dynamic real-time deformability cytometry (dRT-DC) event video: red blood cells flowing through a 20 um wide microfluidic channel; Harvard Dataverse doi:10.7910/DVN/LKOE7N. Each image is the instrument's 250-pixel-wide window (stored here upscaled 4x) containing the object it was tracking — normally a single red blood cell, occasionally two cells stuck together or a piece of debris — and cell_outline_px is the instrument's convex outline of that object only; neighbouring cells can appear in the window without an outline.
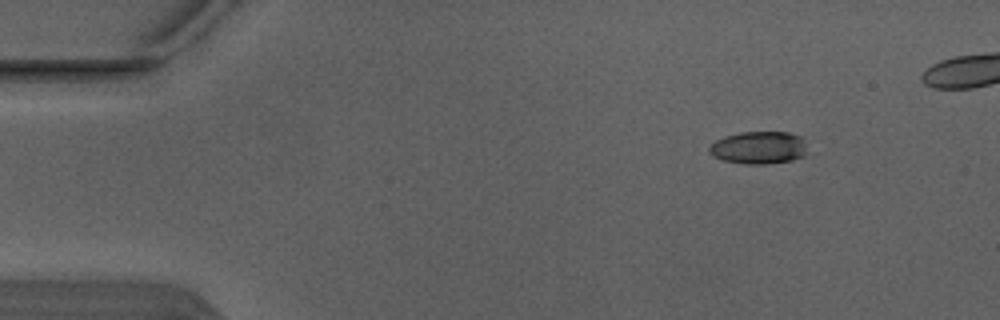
{"species": "Egyptian fruit bat (a non-hibernating species)", "species_latin": "Rousettus aegyptiacus", "temperature_condition": "warm", "stored_images_in_passage": 4, "camera_frame_rate_fps": 3000, "um_per_image_px": 0.085, "animal": {"sex": "male"}, "frame": {"image": 1, "passage_image": 1, "time_ms": 0.0, "image_size_px": [1000, 320], "cell_outline_px": [[804, 156], [792, 160], [764, 164], [744, 164], [724, 160], [712, 156], [708, 152], [708, 148], [716, 140], [724, 136], [740, 132], [788, 132], [800, 136], [804, 144]], "centroid_in_image_um": [64.44, 12.55], "position_along_channel_um": 20.6, "area_um2": 18.5}}